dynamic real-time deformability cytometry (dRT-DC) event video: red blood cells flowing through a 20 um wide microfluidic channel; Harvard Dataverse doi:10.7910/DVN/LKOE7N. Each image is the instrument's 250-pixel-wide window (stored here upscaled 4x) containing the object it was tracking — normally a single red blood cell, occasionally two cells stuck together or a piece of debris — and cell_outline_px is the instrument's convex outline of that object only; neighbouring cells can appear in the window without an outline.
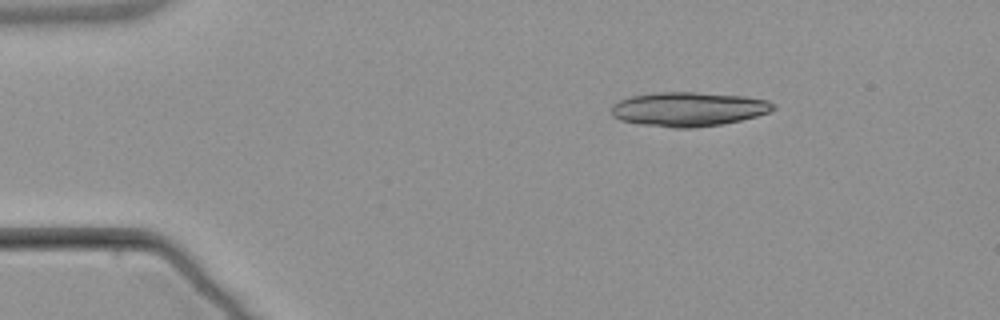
{"species": "common noctule bat (a hibernating species)", "species_latin": "Nyctalus noctula", "temperature_condition": "warm", "stored_images_in_passage": 5, "camera_frame_rate_fps": 3000, "um_per_image_px": 0.085, "animal": {"sex": "male", "body_mass_g": 21.5, "forearm_length_mm": 52.0}, "frame": {"image": 1, "passage_image": 2, "time_ms": 1.333, "image_size_px": [1000, 320], "cell_outline_px": [[776, 108], [768, 112], [756, 116], [740, 120], [720, 124], [692, 128], [672, 128], [636, 124], [620, 120], [612, 116], [612, 104], [620, 100], [632, 96], [656, 92], [696, 92], [744, 96], [768, 100], [776, 104]], "centroid_in_image_um": [58.5, 9.28], "position_along_channel_um": 26.5, "area_um2": 32.43}}
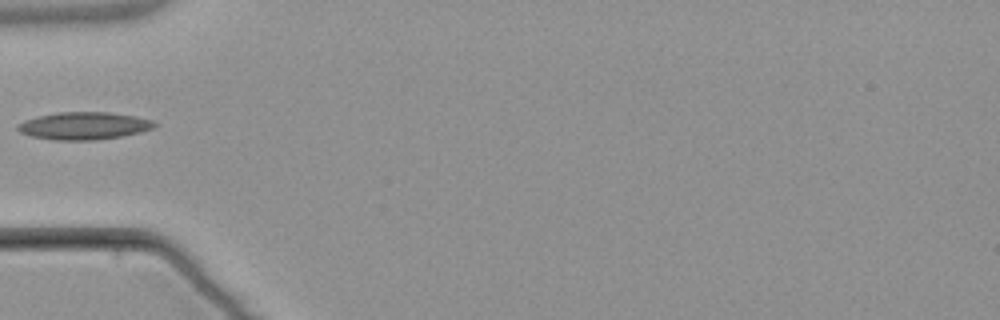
{"frame": {"image": 2, "passage_image": 5, "time_ms": 4.667, "image_size_px": [1000, 320], "cell_outline_px": [[156, 124], [152, 128], [140, 132], [120, 136], [96, 140], [52, 140], [32, 136], [20, 132], [16, 128], [16, 124], [24, 120], [56, 112], [108, 112], [136, 116], [152, 120]], "centroid_in_image_um": [7.1, 10.69], "position_along_channel_um": 77.9, "area_um2": 21.85}}